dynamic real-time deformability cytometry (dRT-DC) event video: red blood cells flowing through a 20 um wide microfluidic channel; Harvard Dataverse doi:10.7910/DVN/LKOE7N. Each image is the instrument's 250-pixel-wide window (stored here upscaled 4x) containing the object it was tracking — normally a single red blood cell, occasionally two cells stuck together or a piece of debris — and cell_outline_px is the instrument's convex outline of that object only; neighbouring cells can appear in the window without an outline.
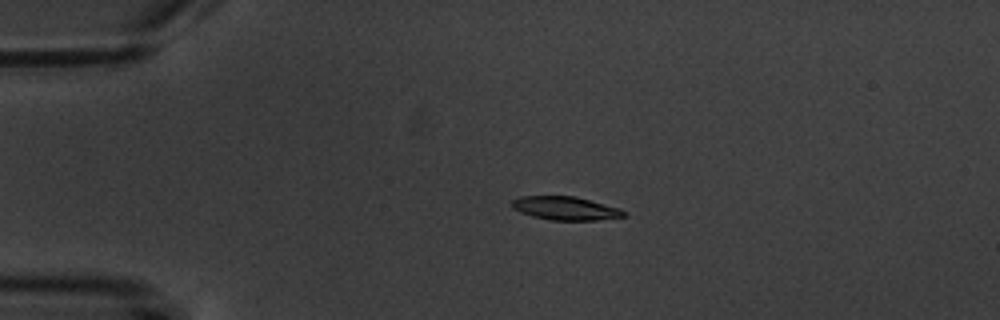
{"species": "common noctule bat (a hibernating species)", "species_latin": "Nyctalus noctula", "temperature_condition": "warm", "stored_images_in_passage": 4, "camera_frame_rate_fps": 3000, "um_per_image_px": 0.085, "animal": {"sex": "male", "body_mass_g": 20.1, "forearm_length_mm": 53.5}, "frame": {"image": 1, "passage_image": 3, "time_ms": 2.333, "image_size_px": [1000, 320], "cell_outline_px": [[628, 216], [596, 220], [552, 220], [532, 216], [520, 212], [512, 208], [512, 200], [520, 196], [572, 196], [620, 208]], "centroid_in_image_um": [48.04, 17.71], "position_along_channel_um": 37.0, "area_um2": 15.14}}